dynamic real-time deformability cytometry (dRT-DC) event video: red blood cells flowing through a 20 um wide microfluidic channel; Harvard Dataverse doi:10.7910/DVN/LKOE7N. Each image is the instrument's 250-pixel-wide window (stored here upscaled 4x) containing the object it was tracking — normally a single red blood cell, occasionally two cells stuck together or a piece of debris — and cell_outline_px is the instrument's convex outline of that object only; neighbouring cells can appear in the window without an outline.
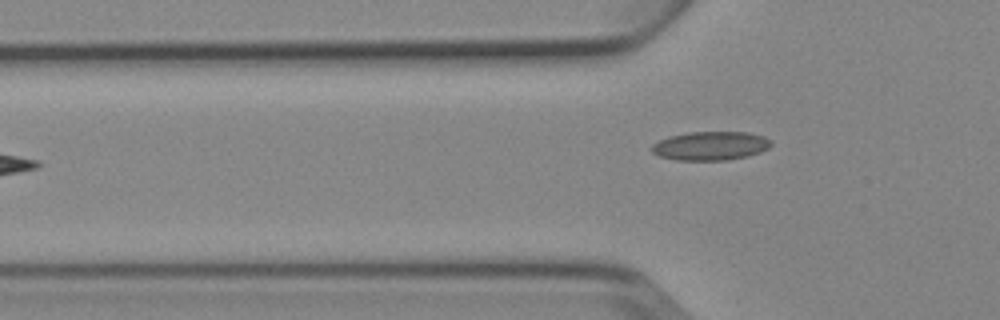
{"species": "Egyptian fruit bat (a non-hibernating species)", "species_latin": "Rousettus aegyptiacus", "temperature_condition": "cold", "stored_images_in_passage": 7, "camera_frame_rate_fps": 3000, "um_per_image_px": 0.085, "animal": {"sex": "female"}, "frame": {"image": 1, "passage_image": 7, "time_ms": 7.0, "image_size_px": [1000, 320], "cell_outline_px": [[772, 144], [768, 148], [760, 152], [748, 156], [728, 160], [676, 160], [660, 156], [652, 152], [652, 144], [668, 136], [688, 132], [748, 132], [764, 136], [772, 140]], "centroid_in_image_um": [60.42, 12.39], "position_along_channel_um": 65.4, "area_um2": 20.11}}